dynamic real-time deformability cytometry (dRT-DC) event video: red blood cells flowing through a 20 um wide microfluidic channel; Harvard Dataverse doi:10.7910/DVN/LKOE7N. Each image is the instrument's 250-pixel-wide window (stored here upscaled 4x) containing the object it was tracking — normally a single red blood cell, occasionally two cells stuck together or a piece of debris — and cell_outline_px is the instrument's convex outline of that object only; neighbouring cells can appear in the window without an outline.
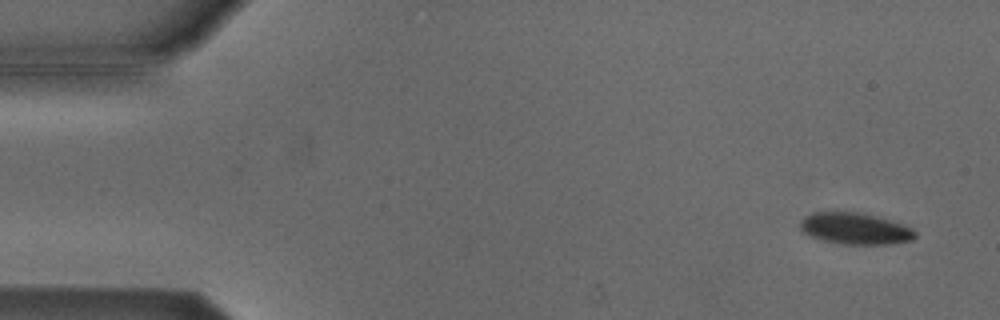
{"species": "Egyptian fruit bat (a non-hibernating species)", "species_latin": "Rousettus aegyptiacus", "temperature_condition": "cold", "stored_images_in_passage": 4, "camera_frame_rate_fps": 3000, "um_per_image_px": 0.085, "animal": {"sex": "male"}, "frame": {"image": 1, "passage_image": 1, "time_ms": 0.0, "image_size_px": [1000, 320], "cell_outline_px": [[916, 236], [912, 240], [888, 244], [844, 244], [824, 240], [812, 236], [804, 232], [800, 228], [800, 220], [804, 216], [812, 212], [856, 212], [876, 216], [912, 228], [916, 232]], "centroid_in_image_um": [72.67, 19.42], "position_along_channel_um": 12.3, "area_um2": 20.81}}